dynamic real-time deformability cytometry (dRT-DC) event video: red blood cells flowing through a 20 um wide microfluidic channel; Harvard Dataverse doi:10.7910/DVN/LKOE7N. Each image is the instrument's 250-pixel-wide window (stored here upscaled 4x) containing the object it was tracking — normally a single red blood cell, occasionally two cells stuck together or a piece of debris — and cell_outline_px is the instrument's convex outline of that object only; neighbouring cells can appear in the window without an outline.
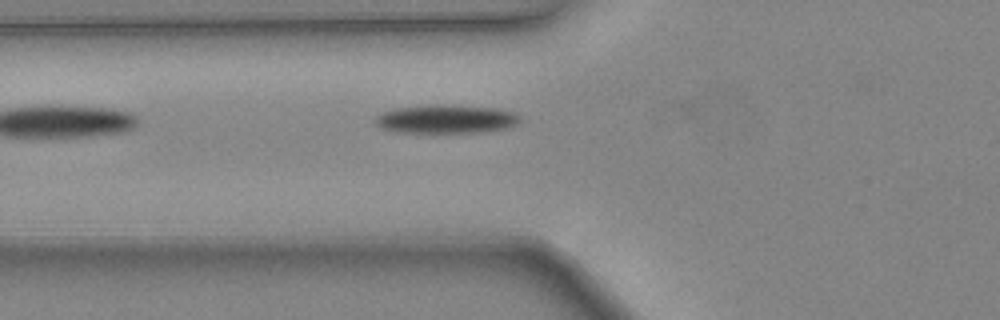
{"species": "common noctule bat (a hibernating species)", "species_latin": "Nyctalus noctula", "temperature_condition": "warm", "stored_images_in_passage": 6, "camera_frame_rate_fps": 3000, "um_per_image_px": 0.085, "animal": {"sex": "female", "body_mass_g": 24.6, "forearm_length_mm": 56.2}, "frame": {"image": 1, "passage_image": 4, "time_ms": 1.0, "image_size_px": [1000, 320], "cell_outline_px": [[520, 120], [516, 124], [508, 128], [480, 132], [396, 132], [380, 128], [376, 124], [376, 116], [384, 112], [400, 108], [432, 104], [436, 104], [496, 108], [512, 112], [520, 116]], "centroid_in_image_um": [37.92, 10.12], "position_along_channel_um": 87.9, "area_um2": 23.81}}